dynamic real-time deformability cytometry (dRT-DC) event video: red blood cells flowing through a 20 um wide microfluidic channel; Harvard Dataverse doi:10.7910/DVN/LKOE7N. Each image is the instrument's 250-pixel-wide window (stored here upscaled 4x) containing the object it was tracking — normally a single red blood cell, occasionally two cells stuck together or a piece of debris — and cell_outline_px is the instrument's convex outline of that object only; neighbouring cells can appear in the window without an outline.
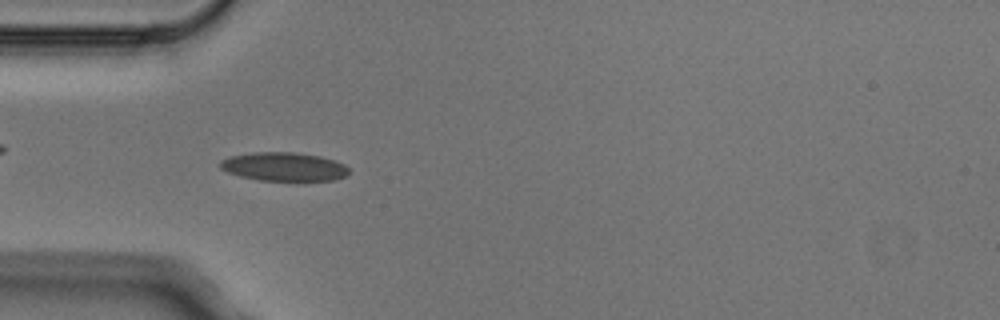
{"species": "Egyptian fruit bat (a non-hibernating species)", "species_latin": "Rousettus aegyptiacus", "temperature_condition": "cold", "stored_images_in_passage": 7, "camera_frame_rate_fps": 3000, "um_per_image_px": 0.085, "animal": {"sex": "male"}, "frame": {"image": 1, "passage_image": 3, "time_ms": 0.667, "image_size_px": [1000, 320], "cell_outline_px": [[348, 172], [344, 176], [332, 180], [296, 184], [260, 180], [240, 176], [228, 172], [220, 168], [220, 160], [232, 156], [252, 152], [296, 152], [320, 156], [344, 164], [348, 168]], "centroid_in_image_um": [24.15, 14.21], "position_along_channel_um": 60.8, "area_um2": 22.25}}
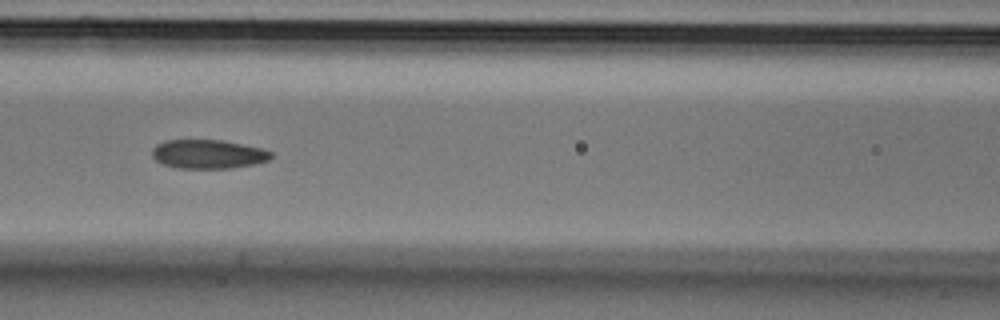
{"frame": {"image": 2, "passage_image": 5, "time_ms": 1.333, "image_size_px": [1000, 320], "cell_outline_px": [[272, 156], [268, 160], [252, 164], [232, 168], [176, 168], [164, 164], [156, 160], [152, 156], [152, 148], [156, 144], [164, 140], [220, 140], [260, 148], [272, 152]], "centroid_in_image_um": [17.64, 13.1], "position_along_channel_um": 149.0, "area_um2": 19.88}}
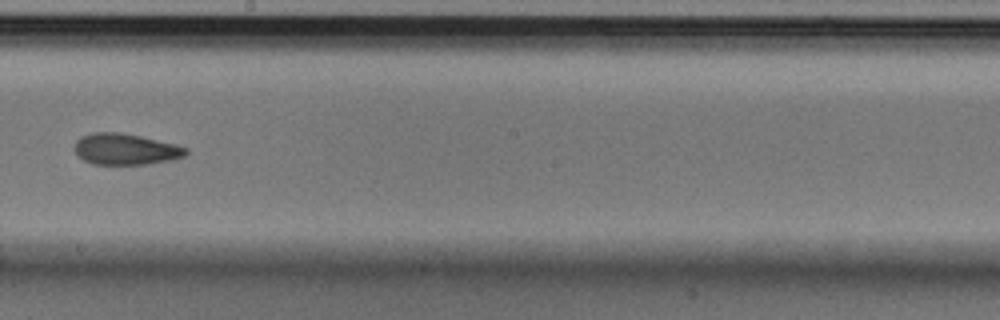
{"frame": {"image": 3, "passage_image": 7, "time_ms": 2.0, "image_size_px": [1000, 320], "cell_outline_px": [[188, 152], [184, 156], [172, 160], [148, 164], [92, 164], [84, 160], [72, 148], [76, 140], [80, 136], [92, 132], [120, 132], [140, 136], [176, 144], [188, 148]], "centroid_in_image_um": [10.66, 12.67], "position_along_channel_um": 237.5, "area_um2": 20.4}}